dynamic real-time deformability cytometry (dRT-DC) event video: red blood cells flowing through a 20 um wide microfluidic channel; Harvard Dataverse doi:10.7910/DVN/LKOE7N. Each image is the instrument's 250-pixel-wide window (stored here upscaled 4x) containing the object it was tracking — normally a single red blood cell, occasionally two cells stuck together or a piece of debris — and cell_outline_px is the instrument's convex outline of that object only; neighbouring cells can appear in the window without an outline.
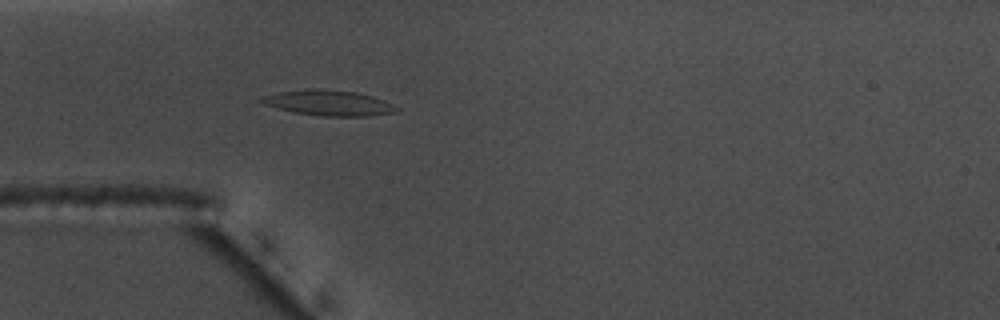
{"species": "common noctule bat (a hibernating species)", "species_latin": "Nyctalus noctula", "temperature_condition": "warm", "stored_images_in_passage": 56, "camera_frame_rate_fps": 3000, "um_per_image_px": 0.085, "animal": {"sex": "male", "body_mass_g": 17.5, "forearm_length_mm": 52.3}, "frame": {"image": 1, "passage_image": 17, "time_ms": 5.333, "image_size_px": [1000, 320], "cell_outline_px": [[400, 108], [396, 112], [368, 116], [324, 116], [292, 112], [264, 104], [256, 100], [264, 96], [276, 92], [316, 88], [320, 88], [356, 92], [372, 96], [384, 100]], "centroid_in_image_um": [27.93, 8.74], "position_along_channel_um": 57.1, "area_um2": 20.06}}
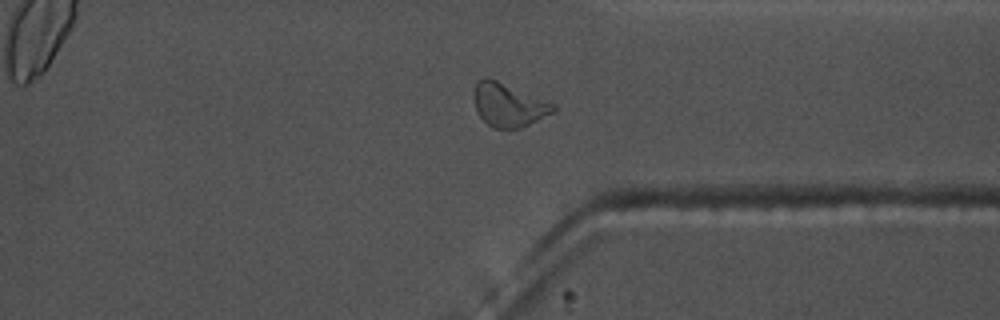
{"frame": {"image": 2, "passage_image": 43, "time_ms": 14.0, "image_size_px": [1000, 320], "cell_outline_px": [[556, 112], [520, 128], [492, 128], [476, 112], [476, 80], [484, 76], [488, 76], [556, 104]], "centroid_in_image_um": [43.26, 8.9], "position_along_channel_um": 368.1, "area_um2": 20.06}}
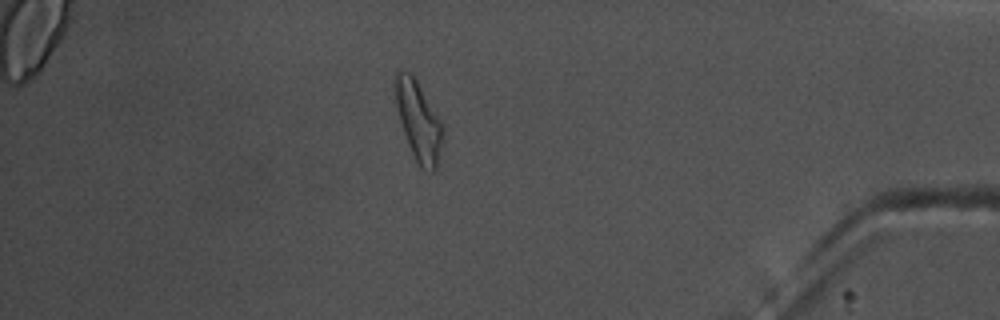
{"frame": {"image": 3, "passage_image": 49, "time_ms": 16.0, "image_size_px": [1000, 320], "cell_outline_px": [[444, 136], [436, 168], [432, 172], [420, 168], [408, 144], [400, 120], [396, 104], [392, 84], [392, 76], [396, 72], [412, 72], [440, 120], [444, 128]], "centroid_in_image_um": [35.55, 10.24], "position_along_channel_um": 399.7, "area_um2": 22.08}, "authors_computed_cell_mechanics": {"area_um2": 18.5249, "velocity_mm_per_s": 3.6532, "shape_relaxation_time_tau1_ms": 6.3759, "shape_relaxation_time_tau2_ms": 2.6218, "deformation_change_tau1": 0.1796, "deformation_change_tau2": 0.0906}}